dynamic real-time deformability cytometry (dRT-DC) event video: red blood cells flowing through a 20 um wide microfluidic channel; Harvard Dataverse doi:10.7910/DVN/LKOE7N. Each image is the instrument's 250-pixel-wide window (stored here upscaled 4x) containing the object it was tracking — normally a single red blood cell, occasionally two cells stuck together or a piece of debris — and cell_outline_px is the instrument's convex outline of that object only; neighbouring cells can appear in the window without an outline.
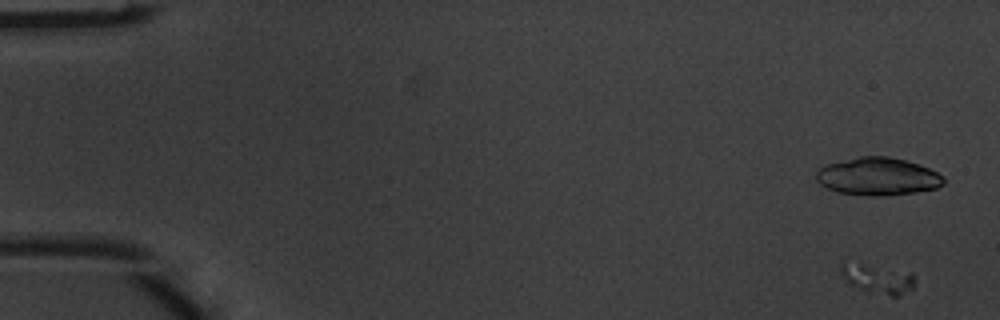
{"species": "common noctule bat (a hibernating species)", "species_latin": "Nyctalus noctula", "temperature_condition": "warm", "stored_images_in_passage": 5, "camera_frame_rate_fps": 3000, "um_per_image_px": 0.085, "animal": {"sex": "male", "body_mass_g": 20.1, "forearm_length_mm": 53.5}, "frame": {"image": 1, "passage_image": 2, "time_ms": 0.333, "image_size_px": [1000, 320], "cell_outline_px": [[916, 280], [912, 288], [900, 296], [892, 296], [868, 292], [844, 280], [840, 272], [840, 264], [844, 260], [860, 260], [912, 272], [916, 276]], "centroid_in_image_um": [74.57, 23.6], "position_along_channel_um": 10.4, "area_um2": 13.7}}